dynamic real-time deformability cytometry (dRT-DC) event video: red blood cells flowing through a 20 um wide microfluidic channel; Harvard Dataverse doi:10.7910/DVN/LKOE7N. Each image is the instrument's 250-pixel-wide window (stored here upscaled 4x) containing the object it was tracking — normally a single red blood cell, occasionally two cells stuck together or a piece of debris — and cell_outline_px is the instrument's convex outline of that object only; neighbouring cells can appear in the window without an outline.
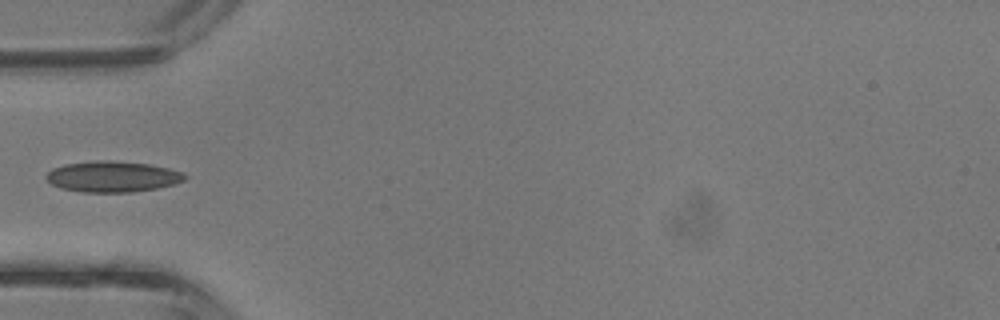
{"species": "common noctule bat (a hibernating species)", "species_latin": "Nyctalus noctula", "temperature_condition": "room temperature", "stored_images_in_passage": 6, "camera_frame_rate_fps": 3000, "um_per_image_px": 0.085, "animal": {"sex": "male", "body_mass_g": 13.3}, "frame": {"image": 1, "passage_image": 6, "time_ms": 1.667, "image_size_px": [1000, 320], "cell_outline_px": [[188, 176], [184, 180], [176, 184], [156, 188], [132, 192], [80, 192], [60, 188], [52, 184], [44, 176], [52, 168], [64, 164], [100, 160], [112, 160], [148, 164], [168, 168], [184, 172]], "centroid_in_image_um": [9.57, 15.01], "position_along_channel_um": 75.4, "area_um2": 25.09}}